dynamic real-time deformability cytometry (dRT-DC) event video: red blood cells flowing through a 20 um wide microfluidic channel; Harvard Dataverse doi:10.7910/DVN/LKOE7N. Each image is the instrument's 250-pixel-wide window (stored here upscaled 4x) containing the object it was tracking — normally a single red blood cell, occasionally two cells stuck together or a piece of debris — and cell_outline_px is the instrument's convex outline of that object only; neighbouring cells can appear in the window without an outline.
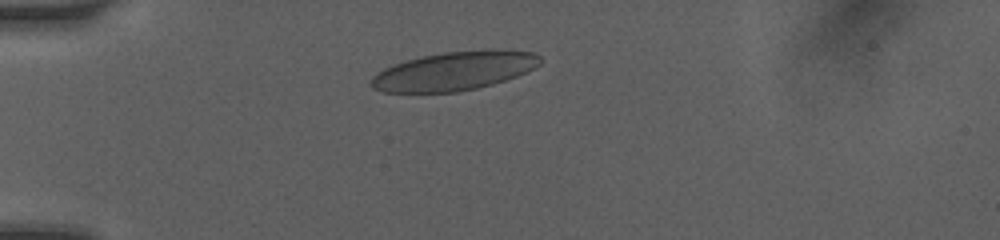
{"species": "human", "species_latin": "Homo sapiens", "temperature_condition": "room temperature", "stored_images_in_passage": 28, "camera_frame_rate_fps": 3000, "um_per_image_px": 0.085, "donor": {"sex": "female"}, "frame": {"image": 1, "passage_image": 1, "time_ms": 0.0, "image_size_px": [1000, 240], "cell_outline_px": [[544, 60], [540, 64], [528, 72], [492, 84], [476, 88], [456, 92], [384, 92], [372, 88], [372, 76], [376, 72], [384, 68], [404, 60], [444, 52], [484, 48], [492, 48], [536, 52]], "centroid_in_image_um": [38.67, 6.0], "position_along_channel_um": 46.3, "area_um2": 38.61}}
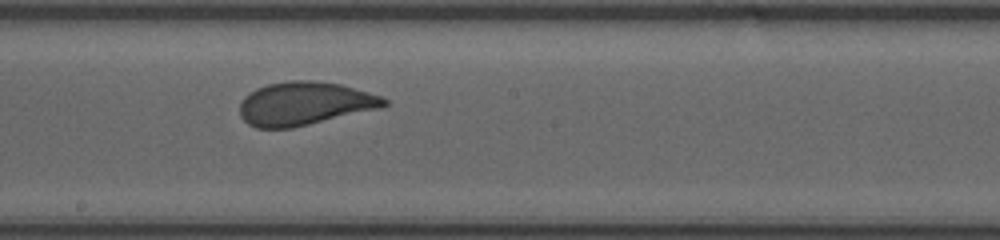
{"frame": {"image": 2, "passage_image": 15, "time_ms": 5.0, "image_size_px": [1000, 240], "cell_outline_px": [[388, 104], [380, 108], [292, 128], [256, 128], [248, 124], [240, 116], [240, 100], [244, 96], [256, 88], [268, 84], [288, 80], [308, 80], [340, 84], [384, 96], [388, 100]], "centroid_in_image_um": [25.88, 8.8], "position_along_channel_um": 222.3, "area_um2": 36.59}}
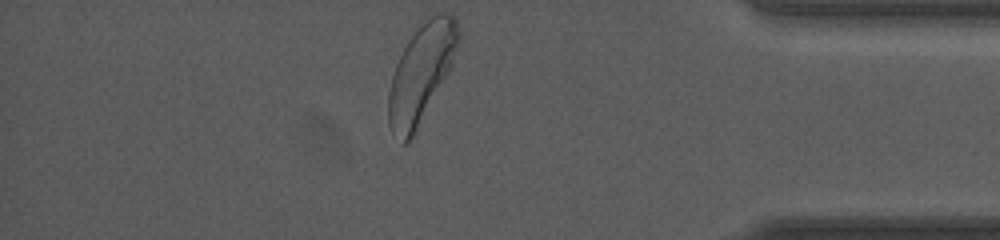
{"frame": {"image": 3, "passage_image": 28, "time_ms": 10.0, "image_size_px": [1000, 240], "cell_outline_px": [[460, 40], [448, 68], [444, 76], [408, 144], [400, 144], [392, 132], [388, 124], [388, 92], [392, 76], [396, 64], [408, 40], [436, 12], [448, 12], [456, 16], [460, 32]], "centroid_in_image_um": [35.77, 6.22], "position_along_channel_um": 399.4, "area_um2": 38.61}, "authors_computed_cell_mechanics": {"area_um2": 36.5874, "velocity_mm_per_s": 4.0831, "shape_relaxation_time_tau1_ms": 2.8368, "shape_relaxation_time_tau2_ms": null, "deformation_change_tau1": 0.1302, "deformation_change_tau2": null}}